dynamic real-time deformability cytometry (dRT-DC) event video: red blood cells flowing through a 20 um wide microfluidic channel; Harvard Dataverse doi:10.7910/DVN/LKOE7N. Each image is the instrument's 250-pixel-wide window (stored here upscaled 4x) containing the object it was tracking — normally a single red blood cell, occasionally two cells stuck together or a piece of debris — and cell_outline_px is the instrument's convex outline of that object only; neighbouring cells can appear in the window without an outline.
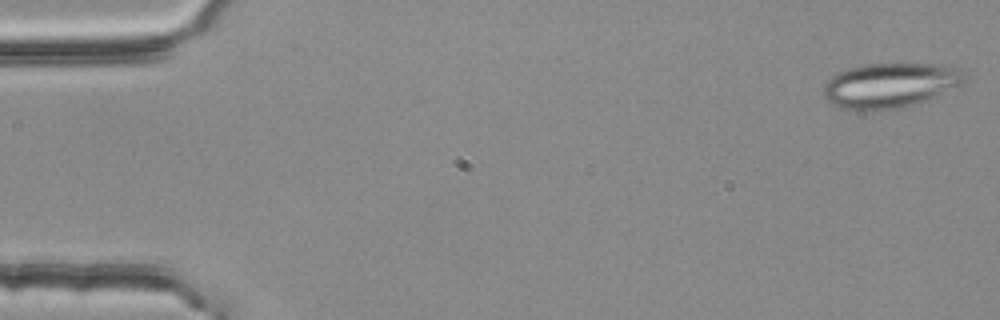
{"species": "common noctule bat (a hibernating species)", "species_latin": "Nyctalus noctula", "temperature_condition": "room temperature", "stored_images_in_passage": 4, "camera_frame_rate_fps": 3000, "um_per_image_px": 0.085, "animal": {"sex": "female", "body_mass_g": 25.1}, "frame": {"image": 1, "passage_image": 1, "time_ms": 0.0, "image_size_px": [1000, 320], "cell_outline_px": [[968, 76], [964, 80], [932, 96], [912, 104], [900, 108], [860, 112], [840, 108], [832, 104], [824, 96], [824, 84], [832, 76], [840, 72], [864, 64], [944, 64], [960, 68]], "centroid_in_image_um": [75.59, 7.25], "position_along_channel_um": 9.4, "area_um2": 36.36}}